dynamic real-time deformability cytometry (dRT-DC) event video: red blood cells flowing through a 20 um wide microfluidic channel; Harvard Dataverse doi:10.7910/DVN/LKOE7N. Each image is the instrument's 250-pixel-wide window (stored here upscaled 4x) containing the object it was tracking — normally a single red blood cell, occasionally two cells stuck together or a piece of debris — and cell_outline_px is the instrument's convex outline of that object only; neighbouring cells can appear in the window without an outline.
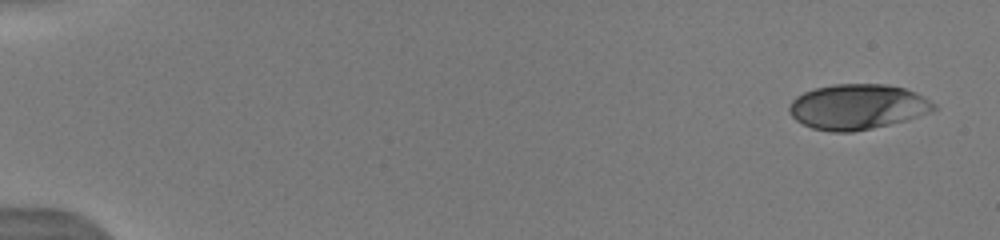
{"species": "human", "species_latin": "Homo sapiens", "temperature_condition": "warm", "stored_images_in_passage": 28, "camera_frame_rate_fps": 3000, "um_per_image_px": 0.085, "donor": {"sex": "male"}, "frame": {"image": 1, "passage_image": 1, "time_ms": 0.0, "image_size_px": [1000, 240], "cell_outline_px": [[936, 108], [928, 112], [908, 120], [872, 128], [852, 132], [832, 132], [812, 128], [796, 120], [792, 116], [788, 108], [792, 100], [796, 96], [804, 92], [816, 88], [836, 84], [888, 84], [904, 88], [916, 92], [924, 96], [936, 104]], "centroid_in_image_um": [72.9, 9.07], "position_along_channel_um": 12.1, "area_um2": 38.09}}
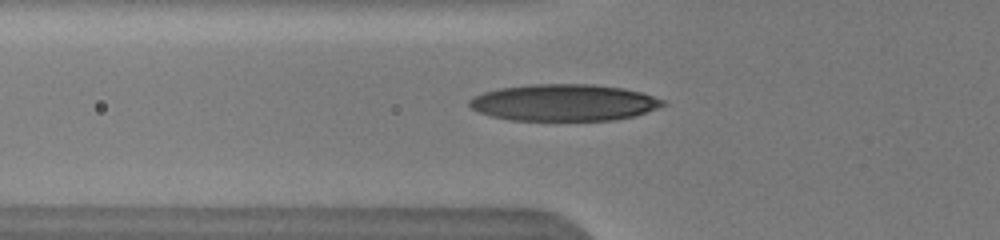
{"frame": {"image": 2, "passage_image": 9, "time_ms": 5.667, "image_size_px": [1000, 240], "cell_outline_px": [[668, 104], [636, 116], [612, 120], [508, 120], [492, 116], [480, 112], [472, 108], [468, 104], [468, 100], [472, 96], [484, 92], [500, 88], [528, 84], [596, 84], [624, 88], [640, 92], [664, 100]], "centroid_in_image_um": [47.94, 8.71], "position_along_channel_um": 77.9, "area_um2": 41.56}}
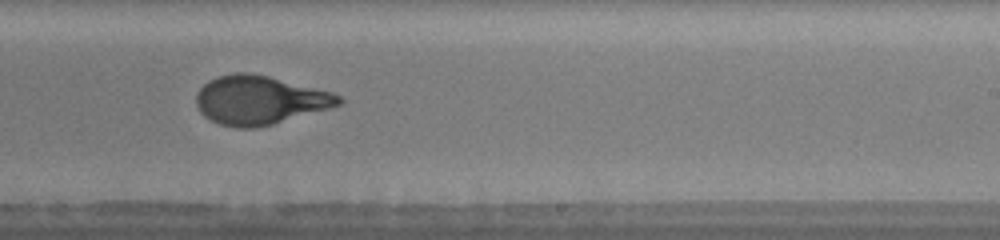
{"frame": {"image": 3, "passage_image": 17, "time_ms": 10.333, "image_size_px": [1000, 240], "cell_outline_px": [[344, 100], [340, 104], [328, 108], [272, 124], [256, 128], [236, 128], [220, 124], [204, 116], [200, 112], [196, 104], [196, 96], [200, 88], [208, 80], [216, 76], [236, 72], [248, 72], [268, 76], [332, 92], [340, 96]], "centroid_in_image_um": [22.03, 8.5], "position_along_channel_um": 267.0, "area_um2": 40.23}, "authors_computed_cell_mechanics": {"area_um2": 40.2288, "velocity_mm_per_s": 4.04, "shape_relaxation_time_tau1_ms": 4.1258, "shape_relaxation_time_tau2_ms": null, "deformation_change_tau1": 0.1935, "deformation_change_tau2": null}}